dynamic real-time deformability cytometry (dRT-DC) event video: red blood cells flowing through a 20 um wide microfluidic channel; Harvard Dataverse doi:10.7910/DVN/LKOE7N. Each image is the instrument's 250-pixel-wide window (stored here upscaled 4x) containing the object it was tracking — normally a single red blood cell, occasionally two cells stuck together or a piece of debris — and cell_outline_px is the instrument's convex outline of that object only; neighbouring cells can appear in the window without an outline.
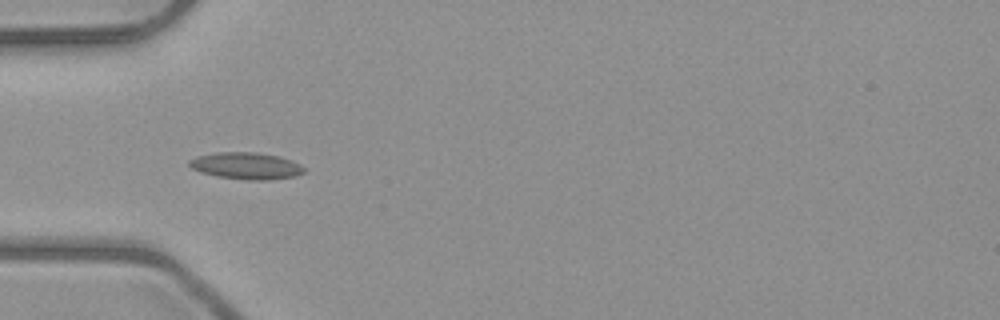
{"species": "common noctule bat (a hibernating species)", "species_latin": "Nyctalus noctula", "temperature_condition": "room temperature", "stored_images_in_passage": 7, "camera_frame_rate_fps": 3000, "um_per_image_px": 0.085, "animal": {"sex": "male", "body_mass_g": 23.1, "forearm_length_mm": 52.7}, "frame": {"image": 1, "passage_image": 4, "time_ms": 3.667, "image_size_px": [1000, 320], "cell_outline_px": [[304, 172], [296, 176], [268, 180], [248, 180], [216, 176], [200, 172], [192, 168], [188, 164], [188, 160], [196, 156], [216, 152], [256, 152], [280, 156], [292, 160], [300, 164], [304, 168]], "centroid_in_image_um": [20.92, 14.09], "position_along_channel_um": 64.1, "area_um2": 18.09}}
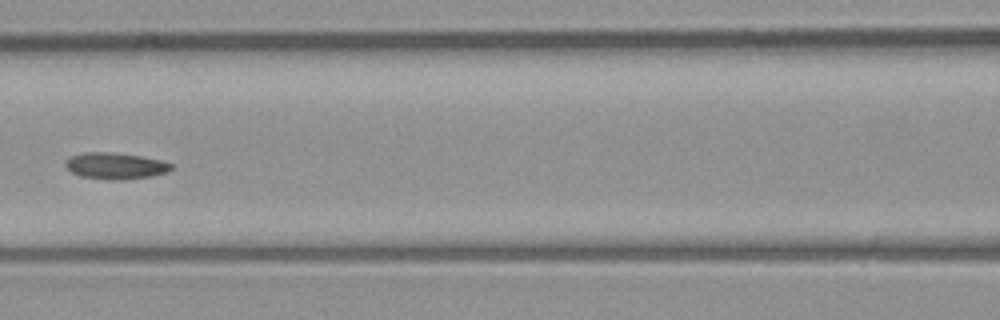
{"frame": {"image": 2, "passage_image": 6, "time_ms": 6.0, "image_size_px": [1000, 320], "cell_outline_px": [[172, 168], [168, 172], [152, 176], [124, 180], [108, 180], [80, 176], [72, 172], [64, 164], [72, 156], [84, 152], [112, 152], [140, 156], [160, 160], [172, 164]], "centroid_in_image_um": [9.83, 14.11], "position_along_channel_um": 156.8, "area_um2": 16.24}}
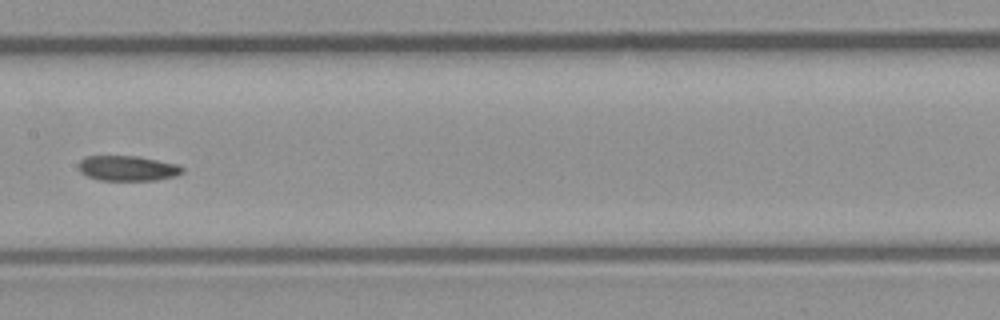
{"frame": {"image": 3, "passage_image": 7, "time_ms": 7.0, "image_size_px": [1000, 320], "cell_outline_px": [[184, 172], [176, 176], [156, 180], [100, 180], [88, 176], [80, 172], [80, 160], [88, 156], [136, 156], [176, 164], [184, 168]], "centroid_in_image_um": [10.87, 14.31], "position_along_channel_um": 196.5, "area_um2": 15.03}}